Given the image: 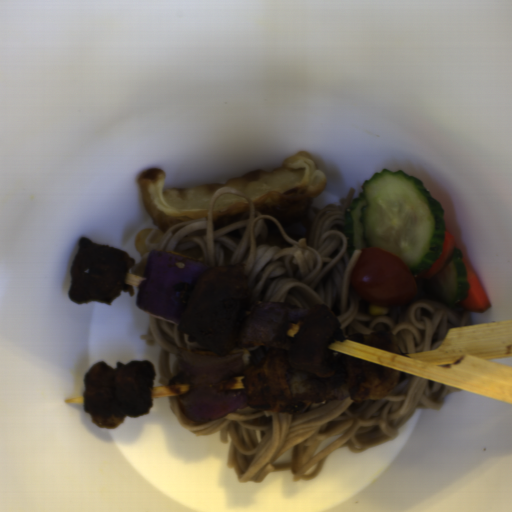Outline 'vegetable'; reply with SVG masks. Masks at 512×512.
Here are the masks:
<instances>
[{"instance_id": "vegetable-1", "label": "vegetable", "mask_w": 512, "mask_h": 512, "mask_svg": "<svg viewBox=\"0 0 512 512\" xmlns=\"http://www.w3.org/2000/svg\"><path fill=\"white\" fill-rule=\"evenodd\" d=\"M251 358L250 351L243 349L225 356H199L180 349L168 386L184 416L201 424L248 406L242 380Z\"/></svg>"}, {"instance_id": "vegetable-2", "label": "vegetable", "mask_w": 512, "mask_h": 512, "mask_svg": "<svg viewBox=\"0 0 512 512\" xmlns=\"http://www.w3.org/2000/svg\"><path fill=\"white\" fill-rule=\"evenodd\" d=\"M209 265L201 259L168 250L150 251L136 288L135 302L146 313L179 324L197 276Z\"/></svg>"}, {"instance_id": "vegetable-3", "label": "vegetable", "mask_w": 512, "mask_h": 512, "mask_svg": "<svg viewBox=\"0 0 512 512\" xmlns=\"http://www.w3.org/2000/svg\"><path fill=\"white\" fill-rule=\"evenodd\" d=\"M306 311L287 302L256 301L239 327L237 342L290 351Z\"/></svg>"}, {"instance_id": "vegetable-4", "label": "vegetable", "mask_w": 512, "mask_h": 512, "mask_svg": "<svg viewBox=\"0 0 512 512\" xmlns=\"http://www.w3.org/2000/svg\"><path fill=\"white\" fill-rule=\"evenodd\" d=\"M336 363L333 376L323 378L308 371H285L293 399L309 403L350 398L348 366L343 354L326 350Z\"/></svg>"}]
</instances>
